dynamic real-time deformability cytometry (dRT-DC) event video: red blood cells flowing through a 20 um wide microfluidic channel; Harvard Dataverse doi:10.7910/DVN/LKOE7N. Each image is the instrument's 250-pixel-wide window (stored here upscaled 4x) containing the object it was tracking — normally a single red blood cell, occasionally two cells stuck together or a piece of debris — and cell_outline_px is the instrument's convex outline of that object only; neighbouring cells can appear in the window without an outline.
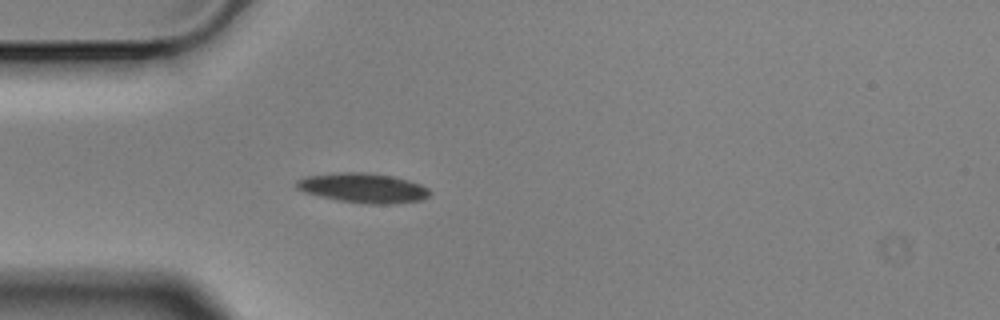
{"species": "Egyptian fruit bat (a non-hibernating species)", "species_latin": "Rousettus aegyptiacus", "temperature_condition": "cold", "stored_images_in_passage": 4, "camera_frame_rate_fps": 3000, "um_per_image_px": 0.085, "animal": {"sex": "male"}, "frame": {"image": 1, "passage_image": 4, "time_ms": 1.0, "image_size_px": [1000, 320], "cell_outline_px": [[432, 192], [428, 196], [420, 200], [388, 204], [368, 204], [336, 200], [304, 192], [296, 188], [296, 180], [308, 176], [340, 172], [364, 172], [396, 176], [420, 184], [428, 188]], "centroid_in_image_um": [30.87, 15.97], "position_along_channel_um": 54.1, "area_um2": 23.06}}